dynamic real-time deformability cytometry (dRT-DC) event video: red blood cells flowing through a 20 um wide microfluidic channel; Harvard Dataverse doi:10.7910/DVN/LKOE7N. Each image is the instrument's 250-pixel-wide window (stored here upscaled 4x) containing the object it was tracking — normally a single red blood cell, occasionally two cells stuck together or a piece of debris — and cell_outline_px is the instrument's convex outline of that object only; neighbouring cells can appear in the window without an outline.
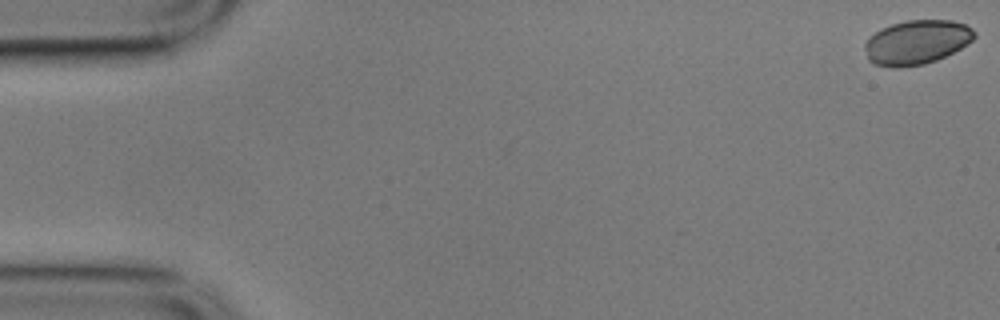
{"species": "common noctule bat (a hibernating species)", "species_latin": "Nyctalus noctula", "temperature_condition": "cold", "stored_images_in_passage": 57, "camera_frame_rate_fps": 3000, "um_per_image_px": 0.085, "animal": {"sex": "male", "body_mass_g": 17.9}, "frame": {"image": 1, "passage_image": 1, "time_ms": 0.0, "image_size_px": [1000, 320], "cell_outline_px": [[976, 36], [968, 44], [936, 60], [924, 64], [896, 68], [892, 68], [876, 64], [868, 60], [864, 48], [864, 44], [876, 32], [892, 24], [908, 20], [952, 20], [964, 24], [972, 28], [976, 32]], "centroid_in_image_um": [77.93, 3.59], "position_along_channel_um": 7.1, "area_um2": 28.09}}
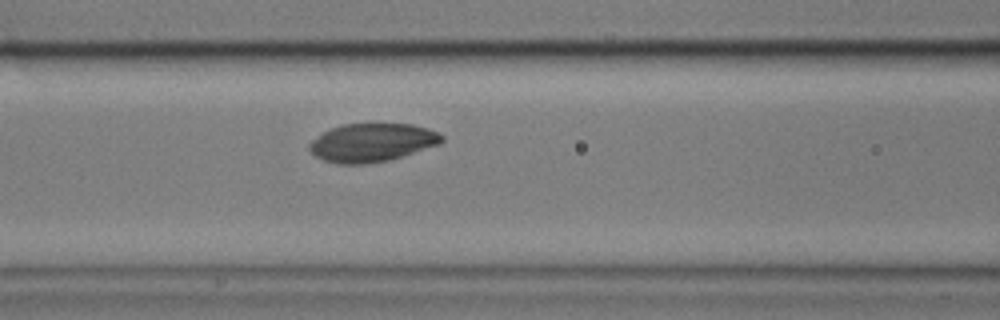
{"frame": {"image": 2, "passage_image": 24, "time_ms": 7.667, "image_size_px": [1000, 320], "cell_outline_px": [[444, 140], [440, 144], [388, 160], [364, 164], [336, 164], [324, 160], [316, 156], [308, 148], [308, 144], [312, 140], [324, 132], [332, 128], [344, 124], [412, 124], [428, 128], [444, 136]], "centroid_in_image_um": [31.62, 12.12], "position_along_channel_um": 135.0, "area_um2": 29.36}}
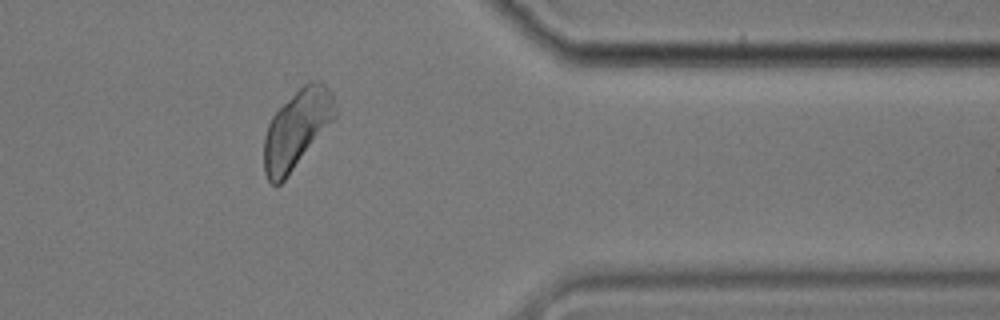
{"frame": {"image": 3, "passage_image": 47, "time_ms": 15.333, "image_size_px": [1000, 320], "cell_outline_px": [[336, 116], [288, 176], [280, 184], [272, 184], [268, 180], [264, 172], [264, 136], [268, 124], [272, 116], [308, 80], [320, 80], [332, 92], [336, 108]], "centroid_in_image_um": [25.22, 10.96], "position_along_channel_um": 386.2, "area_um2": 32.02}}